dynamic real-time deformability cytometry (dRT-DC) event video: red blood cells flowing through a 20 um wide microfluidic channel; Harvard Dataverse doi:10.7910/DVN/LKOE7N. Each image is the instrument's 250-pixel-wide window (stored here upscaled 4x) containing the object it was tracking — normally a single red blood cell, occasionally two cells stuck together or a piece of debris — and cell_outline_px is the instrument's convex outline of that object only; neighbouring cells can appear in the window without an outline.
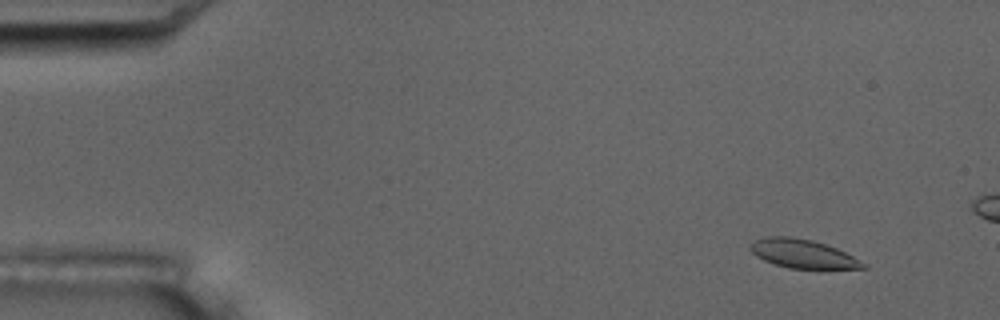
{"species": "common noctule bat (a hibernating species)", "species_latin": "Nyctalus noctula", "temperature_condition": "room temperature", "stored_images_in_passage": 5, "camera_frame_rate_fps": 3000, "um_per_image_px": 0.085, "animal": {"sex": "male", "body_mass_g": 17.5, "forearm_length_mm": 52.3}, "frame": {"image": 1, "passage_image": 2, "time_ms": 1.333, "image_size_px": [1000, 320], "cell_outline_px": [[868, 268], [788, 268], [764, 260], [756, 256], [752, 252], [752, 244], [756, 240], [764, 236], [792, 236], [812, 240], [836, 248], [868, 264]], "centroid_in_image_um": [68.25, 21.56], "position_along_channel_um": 16.8, "area_um2": 18.55}}